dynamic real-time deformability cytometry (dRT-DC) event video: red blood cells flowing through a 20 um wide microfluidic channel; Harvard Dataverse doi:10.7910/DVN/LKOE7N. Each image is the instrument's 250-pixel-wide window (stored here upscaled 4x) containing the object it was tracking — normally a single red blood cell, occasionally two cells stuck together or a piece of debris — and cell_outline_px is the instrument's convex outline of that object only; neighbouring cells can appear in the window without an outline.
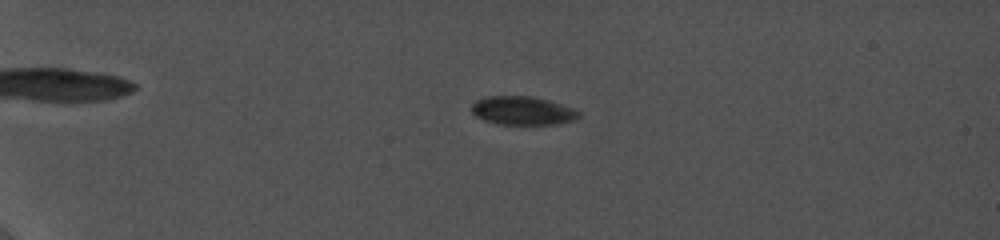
{"species": "common noctule bat (a hibernating species)", "species_latin": "Nyctalus noctula", "temperature_condition": "cold", "stored_images_in_passage": 56, "camera_frame_rate_fps": 5000, "um_per_image_px": 0.085, "animal": {"sex": "female", "body_mass_g": 19.0, "forearm_length_mm": 56.7}, "frame": {"image": 1, "passage_image": 10, "time_ms": 5.0, "image_size_px": [1000, 240], "cell_outline_px": [[580, 116], [572, 120], [556, 124], [496, 124], [484, 120], [476, 116], [472, 112], [472, 104], [476, 100], [484, 96], [532, 96], [548, 100], [572, 108], [580, 112]], "centroid_in_image_um": [44.38, 9.4], "position_along_channel_um": 40.6, "area_um2": 17.74}}
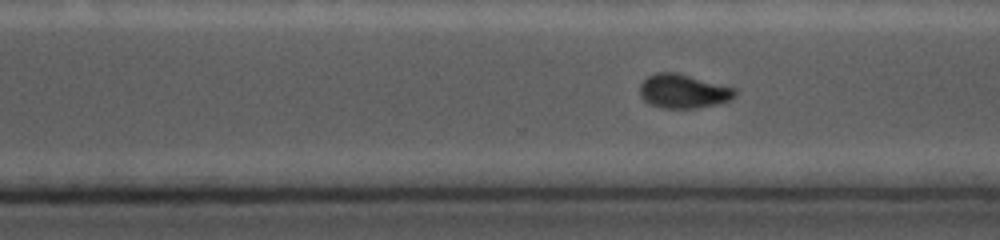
{"frame": {"image": 2, "passage_image": 46, "time_ms": 14.4, "image_size_px": [1000, 240], "cell_outline_px": [[740, 92], [732, 100], [716, 104], [696, 108], [664, 108], [652, 104], [644, 100], [640, 96], [640, 84], [648, 76], [656, 72], [676, 72], [736, 88]], "centroid_in_image_um": [58.13, 7.75], "position_along_channel_um": 312.5, "area_um2": 18.96}}
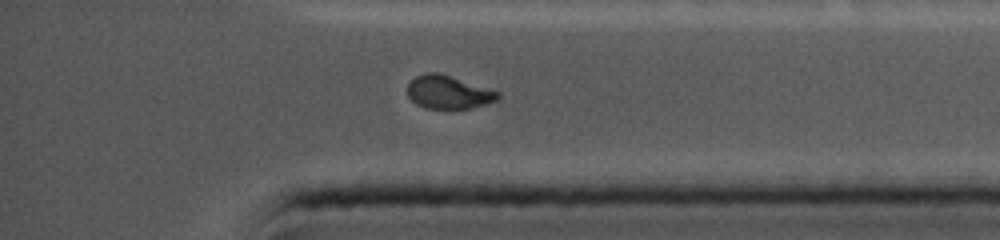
{"frame": {"image": 3, "passage_image": 56, "time_ms": 16.6, "image_size_px": [1000, 240], "cell_outline_px": [[500, 96], [496, 100], [472, 108], [424, 108], [416, 104], [408, 96], [408, 84], [416, 76], [428, 72], [436, 72], [500, 92]], "centroid_in_image_um": [38.09, 7.84], "position_along_channel_um": 397.1, "area_um2": 17.11}}